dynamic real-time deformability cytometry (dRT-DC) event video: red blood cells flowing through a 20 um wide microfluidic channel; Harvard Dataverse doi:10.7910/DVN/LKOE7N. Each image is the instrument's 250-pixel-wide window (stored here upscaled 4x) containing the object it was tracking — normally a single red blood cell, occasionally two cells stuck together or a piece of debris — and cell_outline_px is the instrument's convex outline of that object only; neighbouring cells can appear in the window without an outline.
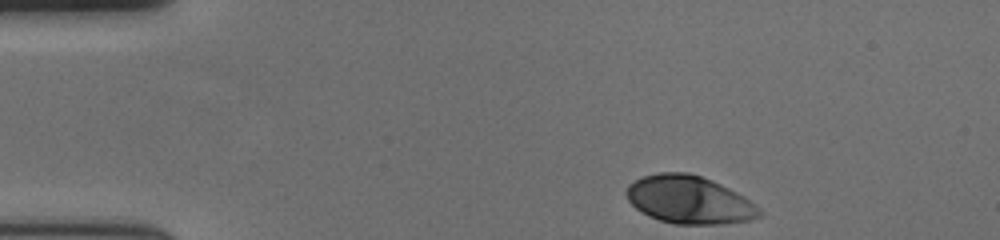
{"species": "human", "species_latin": "Homo sapiens", "temperature_condition": "cold", "stored_images_in_passage": 42, "camera_frame_rate_fps": 3000, "um_per_image_px": 0.085, "donor": {"sex": "female"}, "frame": {"image": 1, "passage_image": 1, "time_ms": 0.0, "image_size_px": [1000, 240], "cell_outline_px": [[764, 212], [760, 216], [748, 220], [716, 224], [676, 224], [660, 220], [648, 216], [636, 208], [628, 200], [624, 192], [628, 184], [644, 176], [660, 172], [688, 172], [712, 180], [744, 196], [760, 208]], "centroid_in_image_um": [58.56, 16.98], "position_along_channel_um": 26.4, "area_um2": 36.99}}
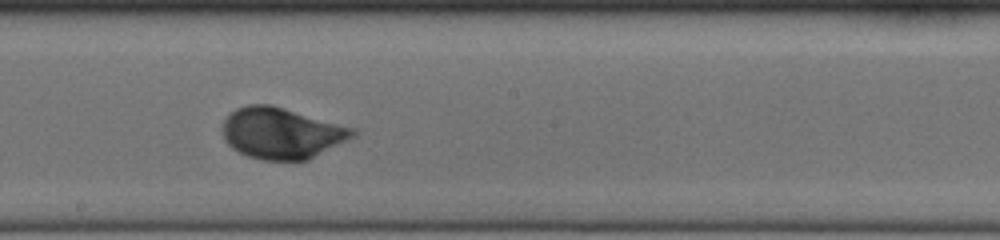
{"frame": {"image": 2, "passage_image": 24, "time_ms": 7.667, "image_size_px": [1000, 240], "cell_outline_px": [[360, 132], [356, 136], [308, 160], [264, 160], [248, 156], [232, 148], [224, 140], [224, 120], [236, 108], [248, 104], [272, 104], [356, 128]], "centroid_in_image_um": [23.99, 11.31], "position_along_channel_um": 224.2, "area_um2": 38.96}}
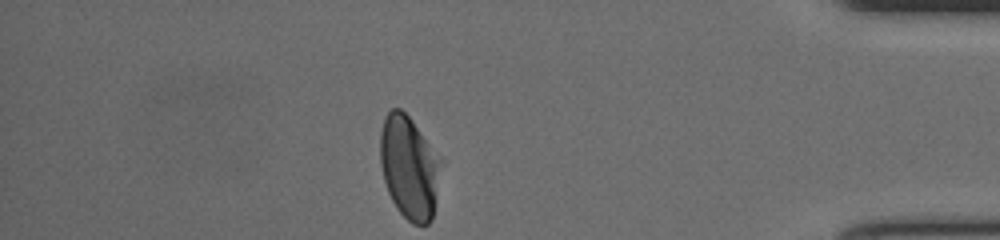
{"frame": {"image": 3, "passage_image": 42, "time_ms": 13.667, "image_size_px": [1000, 240], "cell_outline_px": [[444, 164], [432, 220], [428, 224], [412, 224], [396, 208], [388, 192], [384, 180], [380, 164], [380, 132], [384, 116], [392, 108], [400, 108], [412, 120], [444, 160]], "centroid_in_image_um": [34.82, 14.22], "position_along_channel_um": 400.4, "area_um2": 37.28}, "authors_computed_cell_mechanics": {"area_um2": 37.3099, "velocity_mm_per_s": 3.5786, "shape_relaxation_time_tau1_ms": 2.9051, "shape_relaxation_time_tau2_ms": null, "deformation_change_tau1": 0.1395, "deformation_change_tau2": null}}